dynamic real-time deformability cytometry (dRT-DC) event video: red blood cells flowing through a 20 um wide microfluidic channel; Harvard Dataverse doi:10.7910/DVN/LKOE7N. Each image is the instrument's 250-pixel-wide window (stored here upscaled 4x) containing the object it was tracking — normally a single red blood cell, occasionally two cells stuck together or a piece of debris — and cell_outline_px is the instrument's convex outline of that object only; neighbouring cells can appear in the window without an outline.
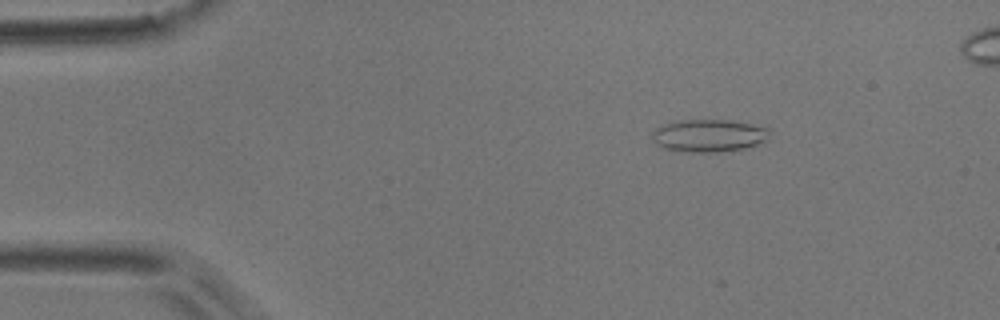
{"species": "common noctule bat (a hibernating species)", "species_latin": "Nyctalus noctula", "temperature_condition": "room temperature", "stored_images_in_passage": 4, "segment_of_instrument_passage": [1, 2], "camera_frame_rate_fps": 3000, "um_per_image_px": 0.085, "animal": {"sex": "male", "body_mass_g": 17.9}, "frame": {"image": 1, "passage_image": 1, "time_ms": 0.0, "image_size_px": [1000, 320], "cell_outline_px": [[768, 140], [744, 148], [728, 152], [688, 152], [664, 148], [656, 144], [652, 140], [652, 132], [656, 128], [672, 120], [732, 120], [768, 128]], "centroid_in_image_um": [60.22, 11.53], "position_along_channel_um": 24.8, "area_um2": 22.43}}